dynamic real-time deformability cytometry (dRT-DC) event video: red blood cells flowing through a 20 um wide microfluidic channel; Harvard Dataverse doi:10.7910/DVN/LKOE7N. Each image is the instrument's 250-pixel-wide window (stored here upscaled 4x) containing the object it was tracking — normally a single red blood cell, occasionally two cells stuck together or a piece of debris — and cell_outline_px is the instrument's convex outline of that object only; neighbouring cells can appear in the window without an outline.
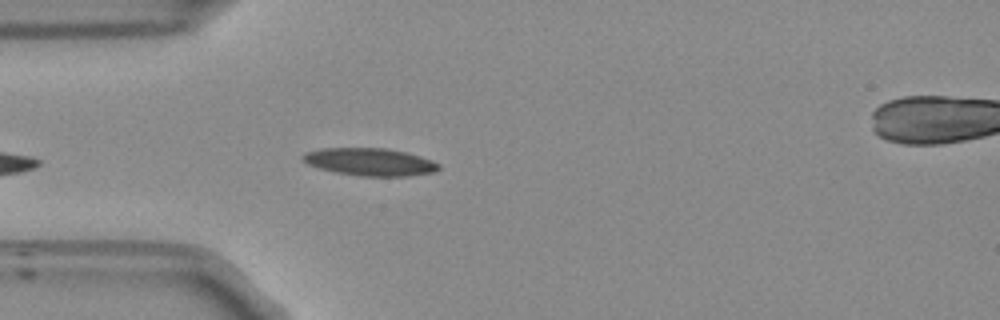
{"species": "Egyptian fruit bat (a non-hibernating species)", "species_latin": "Rousettus aegyptiacus", "temperature_condition": "room temperature", "stored_images_in_passage": 40, "camera_frame_rate_fps": 3000, "um_per_image_px": 0.085, "frame": {"image": 1, "passage_image": 4, "time_ms": 1.0, "image_size_px": [1000, 320], "cell_outline_px": [[440, 168], [432, 172], [408, 176], [360, 176], [336, 172], [320, 168], [308, 164], [300, 156], [304, 152], [324, 148], [384, 148], [404, 152], [420, 156], [432, 160], [440, 164]], "centroid_in_image_um": [31.43, 13.76], "position_along_channel_um": 53.6, "area_um2": 21.68}}
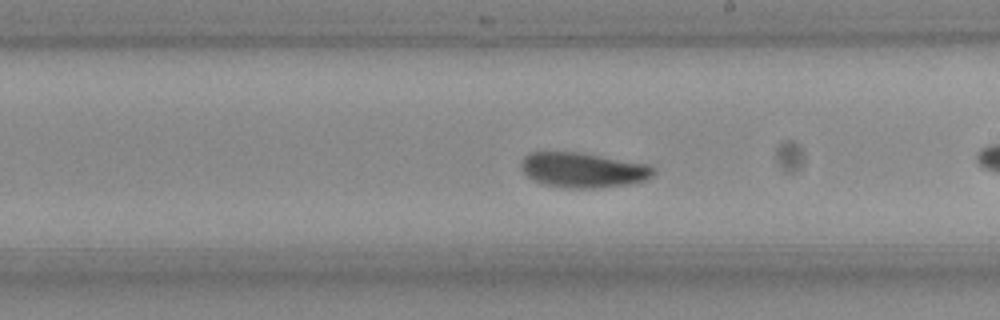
{"frame": {"image": 2, "passage_image": 16, "time_ms": 5.0, "image_size_px": [1000, 320], "cell_outline_px": [[656, 172], [648, 180], [632, 184], [600, 188], [564, 188], [544, 184], [532, 180], [520, 168], [520, 164], [524, 156], [532, 152], [576, 152], [648, 164], [656, 168]], "centroid_in_image_um": [49.59, 14.47], "position_along_channel_um": 239.4, "area_um2": 27.22}}
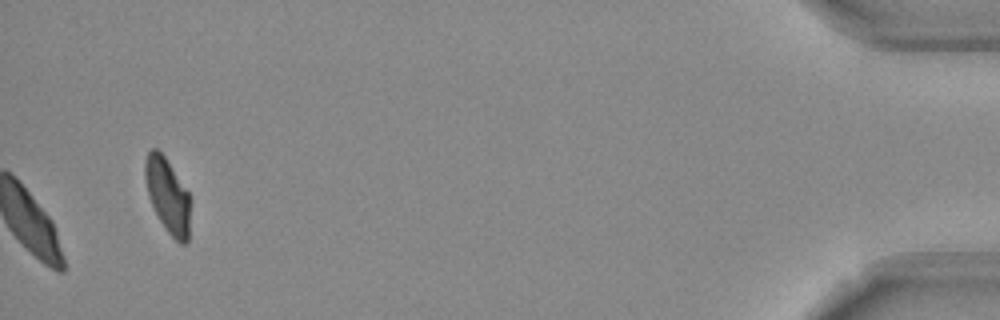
{"frame": {"image": 3, "passage_image": 40, "time_ms": 13.0, "image_size_px": [1000, 320], "cell_outline_px": [[188, 240], [184, 244], [180, 244], [168, 232], [160, 220], [148, 196], [144, 176], [144, 160], [148, 152], [152, 148], [156, 148], [164, 156], [188, 192]], "centroid_in_image_um": [14.2, 16.58], "position_along_channel_um": 421.0, "area_um2": 19.07}, "authors_computed_cell_mechanics": {"area_um2": 26.0967, "velocity_mm_per_s": 3.751, "shape_relaxation_time_tau1_ms": 6.0425, "shape_relaxation_time_tau2_ms": null, "deformation_change_tau1": 0.104, "deformation_change_tau2": null}}